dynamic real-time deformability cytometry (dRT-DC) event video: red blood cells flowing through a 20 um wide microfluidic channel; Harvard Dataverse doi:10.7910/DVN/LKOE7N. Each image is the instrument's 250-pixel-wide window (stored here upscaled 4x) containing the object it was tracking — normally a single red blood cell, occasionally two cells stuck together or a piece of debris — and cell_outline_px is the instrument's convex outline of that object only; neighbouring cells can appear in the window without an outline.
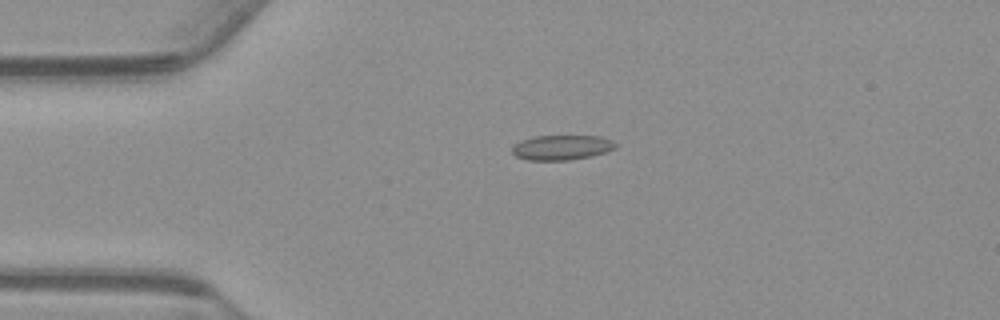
{"species": "common noctule bat (a hibernating species)", "species_latin": "Nyctalus noctula", "temperature_condition": "warm", "stored_images_in_passage": 56, "camera_frame_rate_fps": 3000, "um_per_image_px": 0.085, "animal": {"sex": "male", "body_mass_g": 23.1, "forearm_length_mm": 52.7}, "frame": {"image": 1, "passage_image": 13, "time_ms": 4.0, "image_size_px": [1000, 320], "cell_outline_px": [[616, 148], [608, 152], [592, 156], [568, 160], [528, 160], [516, 156], [512, 152], [512, 148], [520, 140], [532, 136], [600, 136], [612, 140], [616, 144]], "centroid_in_image_um": [47.77, 12.53], "position_along_channel_um": 37.2, "area_um2": 15.09}}
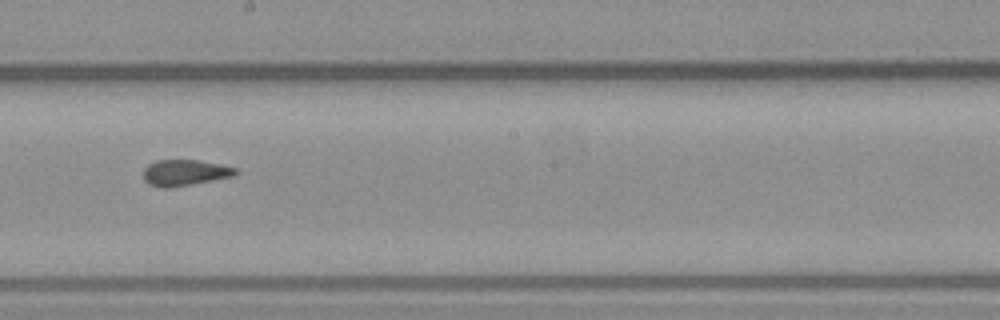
{"frame": {"image": 2, "passage_image": 31, "time_ms": 10.0, "image_size_px": [1000, 320], "cell_outline_px": [[240, 172], [232, 176], [172, 188], [164, 188], [148, 184], [144, 180], [144, 168], [148, 164], [156, 160], [196, 160], [220, 164], [236, 168]], "centroid_in_image_um": [15.69, 14.68], "position_along_channel_um": 232.5, "area_um2": 13.99}}
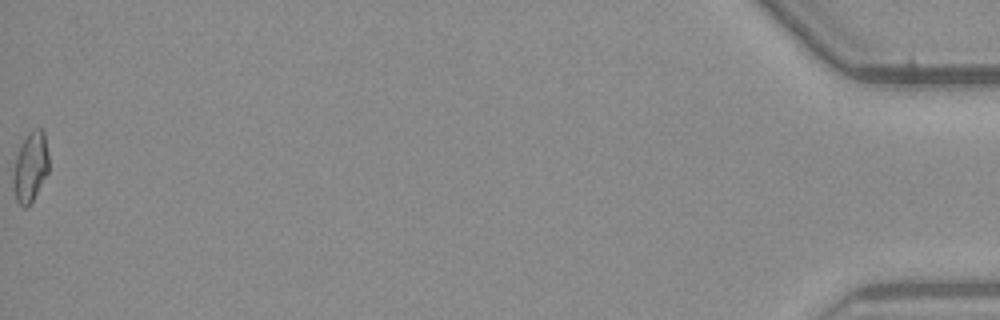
{"frame": {"image": 3, "passage_image": 56, "time_ms": 18.333, "image_size_px": [1000, 320], "cell_outline_px": [[48, 172], [28, 208], [24, 208], [16, 200], [12, 180], [12, 176], [16, 156], [28, 132], [32, 128], [40, 128], [44, 132], [48, 156]], "centroid_in_image_um": [2.58, 14.2], "position_along_channel_um": 432.6, "area_um2": 14.39}, "authors_computed_cell_mechanics": {"area_um2": 14.5367, "velocity_mm_per_s": 3.747, "shape_relaxation_time_tau1_ms": null, "shape_relaxation_time_tau2_ms": 2.4379, "deformation_change_tau1": null, "deformation_change_tau2": 0.0703}}